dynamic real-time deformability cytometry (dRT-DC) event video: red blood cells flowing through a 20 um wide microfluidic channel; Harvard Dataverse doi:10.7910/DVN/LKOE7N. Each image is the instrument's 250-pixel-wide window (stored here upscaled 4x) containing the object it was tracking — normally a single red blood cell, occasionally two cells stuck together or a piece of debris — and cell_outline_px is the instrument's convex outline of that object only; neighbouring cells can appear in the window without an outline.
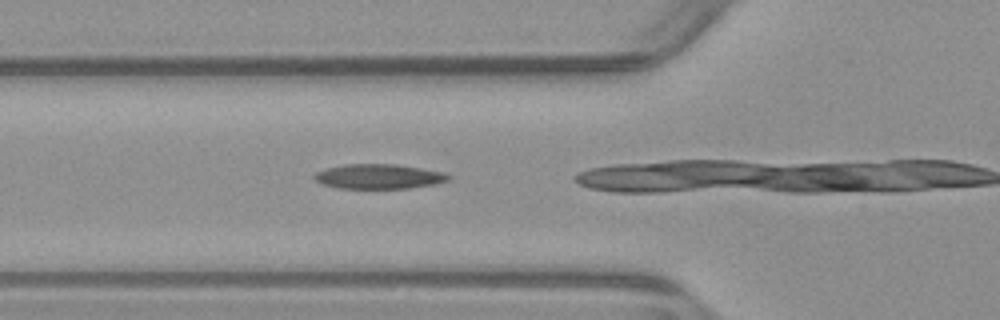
{"species": "common noctule bat (a hibernating species)", "species_latin": "Nyctalus noctula", "temperature_condition": "warm", "stored_images_in_passage": 20, "camera_frame_rate_fps": 3000, "um_per_image_px": 0.085, "animal": {"sex": "male", "body_mass_g": 23.1, "forearm_length_mm": 52.7}, "frame": {"image": 1, "passage_image": 14, "time_ms": 4.333, "image_size_px": [1000, 320], "cell_outline_px": [[452, 176], [448, 180], [436, 184], [408, 188], [336, 188], [324, 184], [316, 180], [312, 176], [316, 172], [328, 168], [344, 164], [396, 164], [444, 172]], "centroid_in_image_um": [32.21, 15.0], "position_along_channel_um": 93.6, "area_um2": 19.25}}